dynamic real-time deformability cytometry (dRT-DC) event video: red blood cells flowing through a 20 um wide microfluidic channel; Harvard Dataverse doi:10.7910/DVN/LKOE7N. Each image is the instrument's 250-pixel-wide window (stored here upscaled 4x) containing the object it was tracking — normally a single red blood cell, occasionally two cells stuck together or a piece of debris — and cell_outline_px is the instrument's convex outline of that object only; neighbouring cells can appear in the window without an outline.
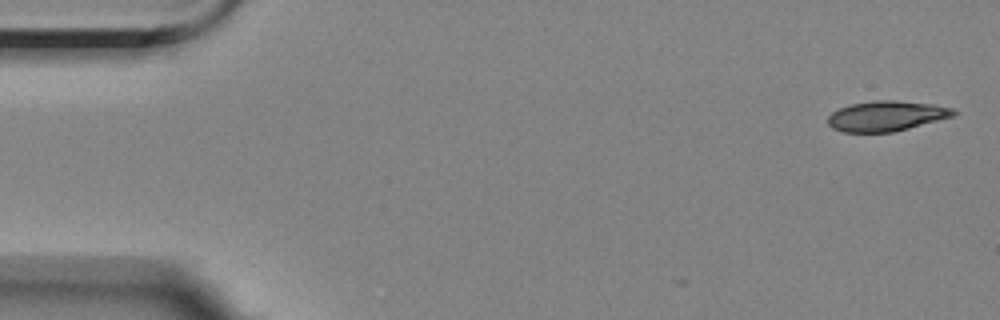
{"species": "Egyptian fruit bat (a non-hibernating species)", "species_latin": "Rousettus aegyptiacus", "temperature_condition": "room temperature", "stored_images_in_passage": 6, "camera_frame_rate_fps": 3000, "um_per_image_px": 0.085, "animal": {"sex": "female"}, "frame": {"image": 1, "passage_image": 1, "time_ms": 0.0, "image_size_px": [1000, 320], "cell_outline_px": [[960, 112], [952, 116], [908, 128], [892, 132], [844, 132], [832, 128], [828, 124], [828, 116], [832, 112], [840, 108], [852, 104], [876, 100], [896, 100], [932, 104], [952, 108]], "centroid_in_image_um": [75.33, 9.85], "position_along_channel_um": 9.7, "area_um2": 21.91}}
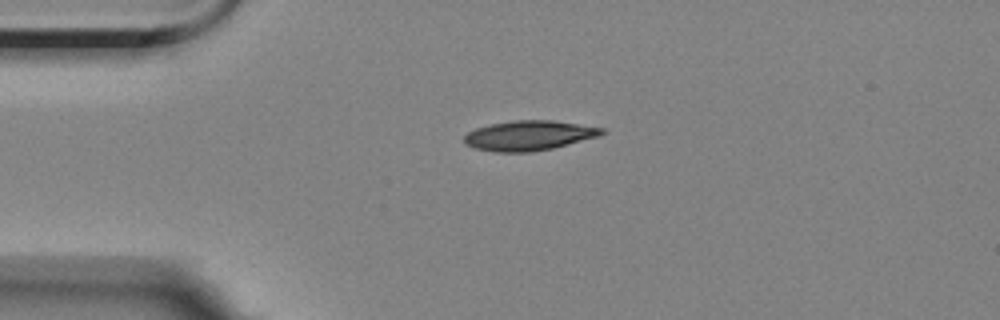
{"frame": {"image": 2, "passage_image": 4, "time_ms": 3.667, "image_size_px": [1000, 320], "cell_outline_px": [[604, 132], [600, 136], [552, 148], [532, 152], [496, 152], [476, 148], [464, 144], [464, 136], [468, 132], [476, 128], [492, 124], [512, 120], [552, 120], [604, 128]], "centroid_in_image_um": [44.95, 11.52], "position_along_channel_um": 40.0, "area_um2": 23.81}}
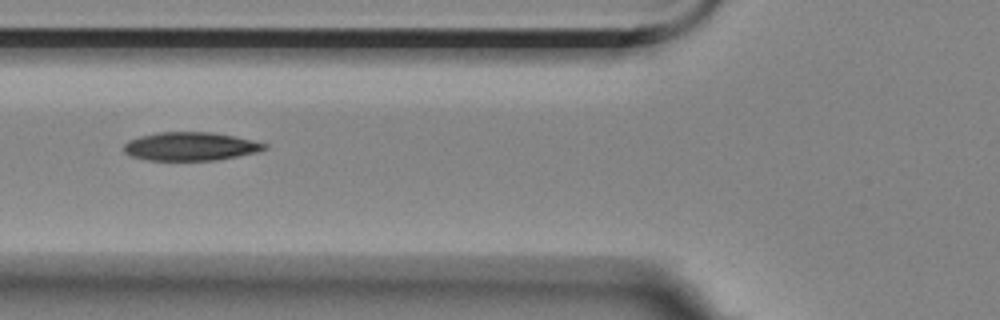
{"frame": {"image": 3, "passage_image": 6, "time_ms": 6.333, "image_size_px": [1000, 320], "cell_outline_px": [[268, 148], [256, 152], [216, 160], [148, 160], [132, 156], [124, 152], [124, 144], [128, 140], [140, 136], [160, 132], [212, 132], [236, 136], [268, 144]], "centroid_in_image_um": [16.2, 12.43], "position_along_channel_um": 109.6, "area_um2": 23.24}}